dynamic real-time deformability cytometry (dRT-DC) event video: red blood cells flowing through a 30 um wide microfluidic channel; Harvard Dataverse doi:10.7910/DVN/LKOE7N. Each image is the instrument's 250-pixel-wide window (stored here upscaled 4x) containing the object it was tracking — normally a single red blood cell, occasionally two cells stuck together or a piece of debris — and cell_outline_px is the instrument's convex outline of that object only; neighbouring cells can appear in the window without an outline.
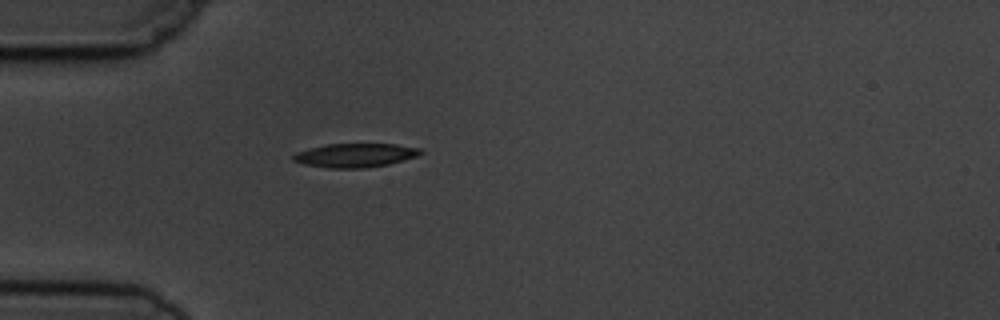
{"species": "common noctule bat (a hibernating species)", "species_latin": "Nyctalus noctula", "temperature_condition": "cold", "stored_images_in_passage": 2, "camera_frame_rate_fps": 3000, "um_per_image_px": 0.085, "animal": {"sex": "male", "body_mass_g": 19.5, "forearm_length_mm": 54.6}, "frame": {"image": 1, "passage_image": 2, "time_ms": 1.333, "image_size_px": [1000, 320], "cell_outline_px": [[424, 152], [416, 156], [388, 164], [364, 168], [328, 168], [304, 164], [292, 160], [292, 156], [296, 152], [308, 148], [328, 144], [396, 144], [420, 148]], "centroid_in_image_um": [30.17, 13.19], "position_along_channel_um": 54.8, "area_um2": 17.63}}